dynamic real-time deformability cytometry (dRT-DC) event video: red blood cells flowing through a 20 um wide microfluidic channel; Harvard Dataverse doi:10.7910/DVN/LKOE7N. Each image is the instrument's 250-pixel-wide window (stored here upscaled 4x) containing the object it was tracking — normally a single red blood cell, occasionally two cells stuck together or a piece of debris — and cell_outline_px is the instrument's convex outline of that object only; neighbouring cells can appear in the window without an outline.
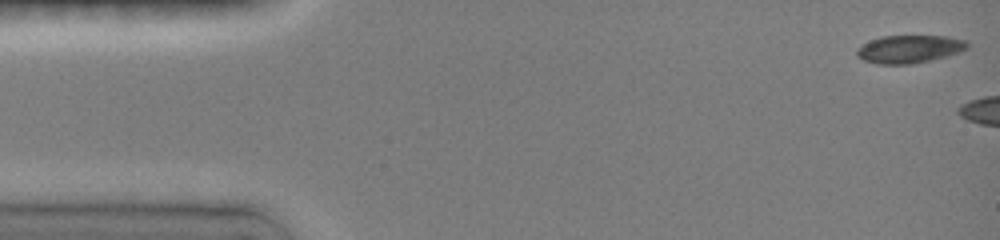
{"species": "common noctule bat (a hibernating species)", "species_latin": "Nyctalus noctula", "temperature_condition": "room temperature", "stored_images_in_passage": 5, "camera_frame_rate_fps": 3000, "um_per_image_px": 0.085, "animal": {"sex": "female", "body_mass_g": 19.0, "forearm_length_mm": 51.5}, "frame": {"image": 1, "passage_image": 1, "time_ms": 0.0, "image_size_px": [1000, 240], "cell_outline_px": [[968, 48], [948, 56], [912, 64], [876, 64], [864, 60], [856, 56], [856, 48], [880, 36], [948, 36], [968, 40]], "centroid_in_image_um": [77.31, 4.17], "position_along_channel_um": 7.7, "area_um2": 18.03}}